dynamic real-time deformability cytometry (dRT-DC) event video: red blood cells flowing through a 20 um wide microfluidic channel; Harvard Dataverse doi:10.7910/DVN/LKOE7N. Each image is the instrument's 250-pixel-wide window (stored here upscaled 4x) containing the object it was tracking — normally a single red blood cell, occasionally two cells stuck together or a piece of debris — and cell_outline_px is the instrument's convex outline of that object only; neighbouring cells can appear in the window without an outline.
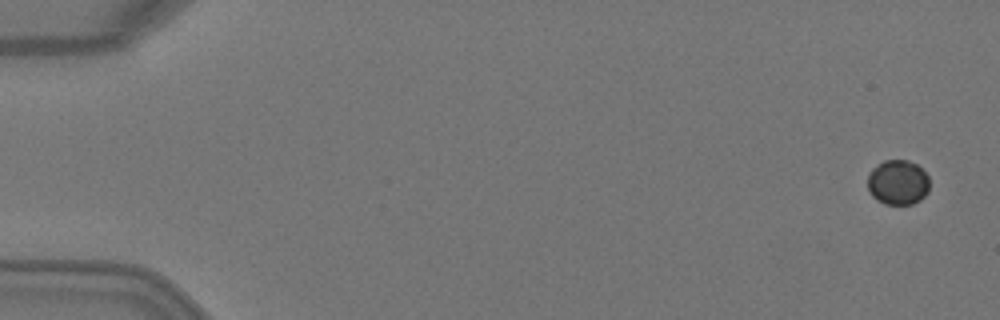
{"species": "Egyptian fruit bat (a non-hibernating species)", "species_latin": "Rousettus aegyptiacus", "temperature_condition": "warm", "stored_images_in_passage": 5, "camera_frame_rate_fps": 3000, "um_per_image_px": 0.085, "animal": {"sex": "female"}, "frame": {"image": 1, "passage_image": 1, "time_ms": 0.0, "image_size_px": [1000, 320], "cell_outline_px": [[928, 192], [920, 200], [912, 204], [884, 204], [876, 200], [872, 196], [868, 188], [868, 172], [876, 164], [884, 160], [908, 160], [916, 164], [928, 176]], "centroid_in_image_um": [76.29, 15.5], "position_along_channel_um": 8.7, "area_um2": 16.3}}
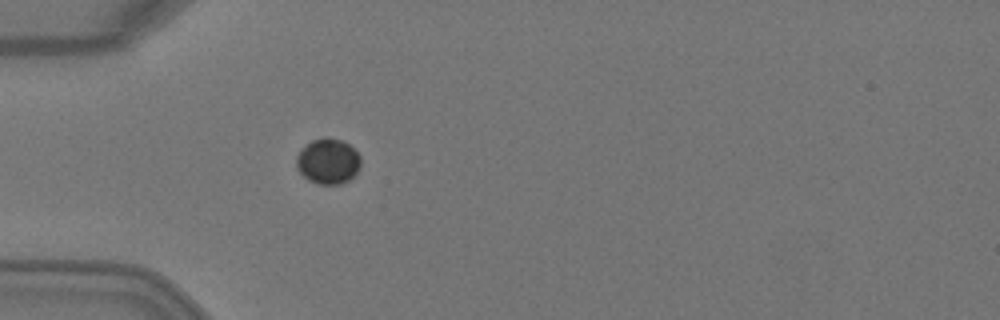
{"frame": {"image": 2, "passage_image": 5, "time_ms": 1.333, "image_size_px": [1000, 320], "cell_outline_px": [[360, 168], [348, 180], [340, 184], [316, 184], [308, 180], [296, 168], [296, 156], [300, 148], [312, 140], [324, 136], [344, 140], [360, 156]], "centroid_in_image_um": [27.85, 13.69], "position_along_channel_um": 57.2, "area_um2": 17.22}}